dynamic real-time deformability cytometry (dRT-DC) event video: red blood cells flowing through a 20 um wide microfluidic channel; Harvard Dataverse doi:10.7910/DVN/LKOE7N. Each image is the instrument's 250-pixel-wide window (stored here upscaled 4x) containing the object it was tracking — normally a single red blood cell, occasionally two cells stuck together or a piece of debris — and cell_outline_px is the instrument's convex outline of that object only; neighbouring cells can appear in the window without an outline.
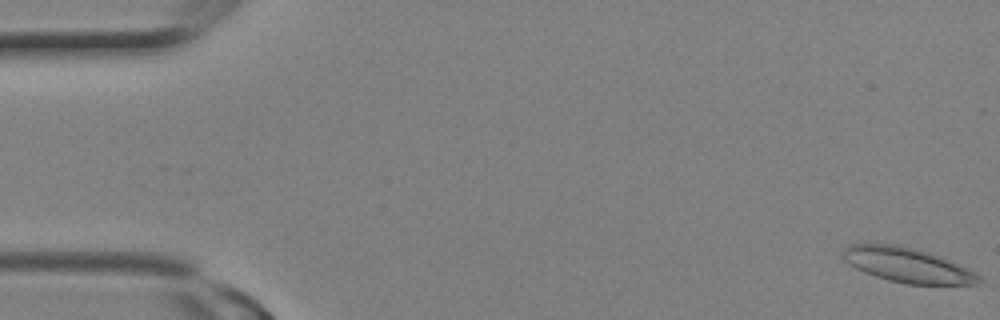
{"species": "Egyptian fruit bat (a non-hibernating species)", "species_latin": "Rousettus aegyptiacus", "temperature_condition": "room temperature", "stored_images_in_passage": 8, "camera_frame_rate_fps": 3000, "um_per_image_px": 0.085, "animal": {"sex": "female"}, "frame": {"image": 1, "passage_image": 1, "time_ms": 0.0, "image_size_px": [1000, 320], "cell_outline_px": [[984, 280], [980, 284], [908, 284], [888, 280], [864, 272], [848, 264], [844, 260], [844, 248], [848, 244], [896, 244], [932, 252], [968, 268], [980, 276]], "centroid_in_image_um": [77.17, 22.53], "position_along_channel_um": 7.8, "area_um2": 27.57}}
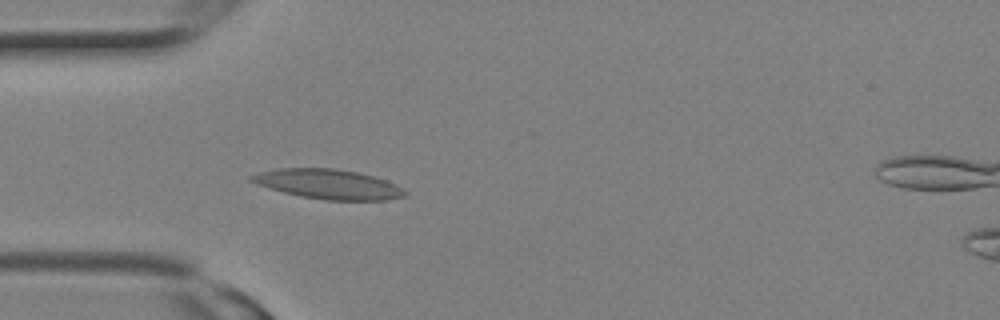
{"frame": {"image": 2, "passage_image": 8, "time_ms": 2.333, "image_size_px": [1000, 320], "cell_outline_px": [[408, 192], [404, 196], [388, 200], [324, 200], [300, 196], [284, 192], [256, 184], [248, 180], [248, 176], [260, 172], [280, 168], [332, 168], [356, 172], [372, 176], [396, 184], [404, 188]], "centroid_in_image_um": [27.9, 15.66], "position_along_channel_um": 57.1, "area_um2": 26.47}}